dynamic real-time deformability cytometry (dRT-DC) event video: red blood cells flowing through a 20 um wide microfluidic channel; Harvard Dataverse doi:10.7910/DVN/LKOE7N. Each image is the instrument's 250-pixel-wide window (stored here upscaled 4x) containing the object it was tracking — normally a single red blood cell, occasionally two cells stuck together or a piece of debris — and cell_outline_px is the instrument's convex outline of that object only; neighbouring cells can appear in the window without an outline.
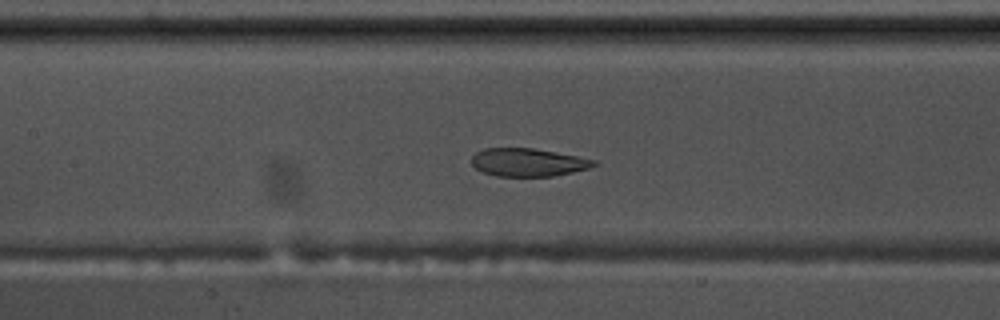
{"species": "common noctule bat (a hibernating species)", "species_latin": "Nyctalus noctula", "temperature_condition": "warm", "stored_images_in_passage": 45, "segment_of_instrument_passage": [1, 2], "camera_frame_rate_fps": 3000, "um_per_image_px": 0.085, "animal": {"sex": "male", "body_mass_g": 17.5, "forearm_length_mm": 52.3}, "frame": {"image": 1, "passage_image": 13, "time_ms": 4.0, "image_size_px": [1000, 320], "cell_outline_px": [[600, 164], [588, 168], [572, 172], [552, 176], [496, 176], [484, 172], [476, 168], [472, 164], [472, 156], [476, 152], [484, 148], [532, 148], [556, 152], [596, 160]], "centroid_in_image_um": [44.89, 13.79], "position_along_channel_um": 162.5, "area_um2": 19.88}}
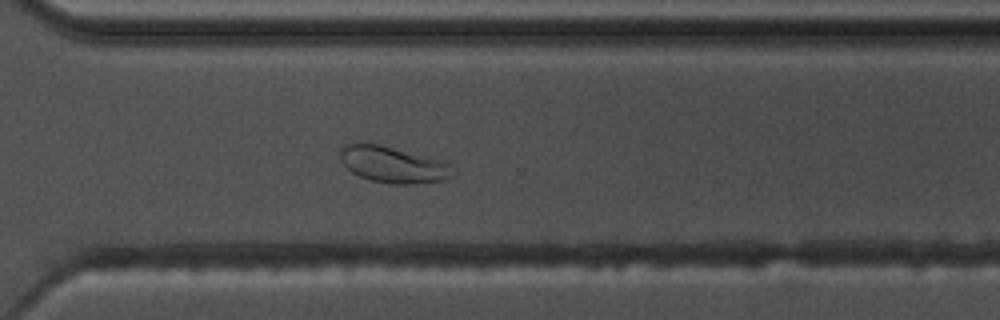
{"frame": {"image": 2, "passage_image": 28, "time_ms": 9.0, "image_size_px": [1000, 320], "cell_outline_px": [[456, 176], [444, 180], [416, 184], [392, 184], [372, 180], [360, 176], [352, 172], [344, 164], [340, 156], [340, 152], [344, 144], [376, 144], [448, 160], [456, 172]], "centroid_in_image_um": [33.55, 14.01], "position_along_channel_um": 337.1, "area_um2": 24.04}}
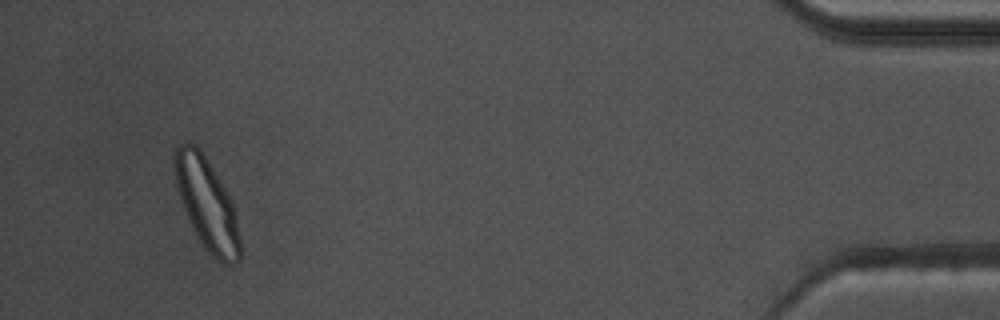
{"frame": {"image": 3, "passage_image": 41, "time_ms": 13.333, "image_size_px": [1000, 320], "cell_outline_px": [[240, 260], [232, 264], [224, 264], [216, 260], [204, 248], [192, 228], [184, 208], [176, 184], [172, 168], [172, 160], [176, 148], [180, 144], [196, 144], [204, 156], [224, 188], [232, 204], [236, 216], [240, 236]], "centroid_in_image_um": [17.56, 17.37], "position_along_channel_um": 417.6, "area_um2": 34.45}}